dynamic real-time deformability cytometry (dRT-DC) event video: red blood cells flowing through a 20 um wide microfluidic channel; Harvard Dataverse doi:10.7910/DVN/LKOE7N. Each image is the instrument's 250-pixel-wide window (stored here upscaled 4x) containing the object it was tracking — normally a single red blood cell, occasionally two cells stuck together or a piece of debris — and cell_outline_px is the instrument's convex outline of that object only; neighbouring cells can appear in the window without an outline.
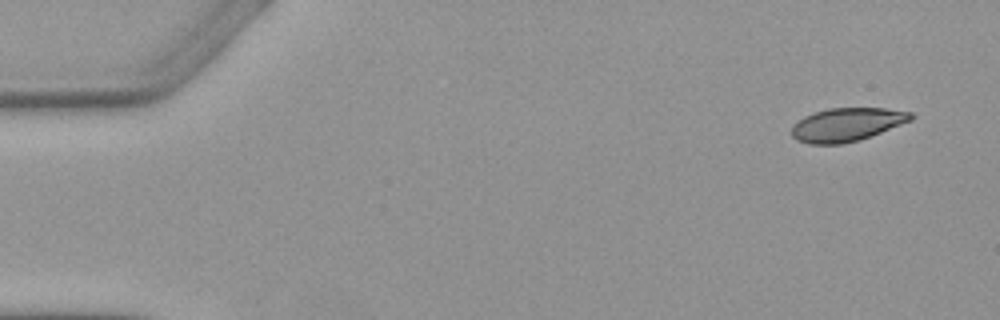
{"species": "Egyptian fruit bat (a non-hibernating species)", "species_latin": "Rousettus aegyptiacus", "temperature_condition": "warm", "stored_images_in_passage": 7, "camera_frame_rate_fps": 3000, "um_per_image_px": 0.085, "animal": {"sex": "female"}, "frame": {"image": 1, "passage_image": 1, "time_ms": 0.0, "image_size_px": [1000, 320], "cell_outline_px": [[916, 116], [912, 120], [860, 140], [840, 144], [808, 144], [796, 140], [792, 136], [792, 128], [804, 116], [828, 108], [884, 108], [912, 112]], "centroid_in_image_um": [72.01, 10.59], "position_along_channel_um": 13.0, "area_um2": 23.12}}
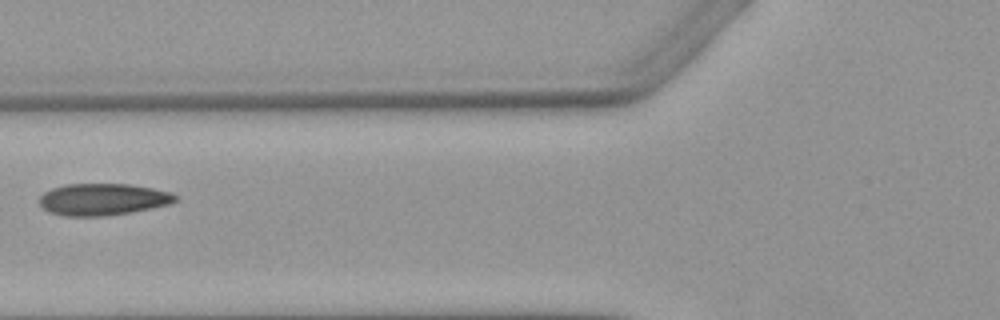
{"frame": {"image": 2, "passage_image": 6, "time_ms": 6.0, "image_size_px": [1000, 320], "cell_outline_px": [[180, 200], [168, 204], [132, 212], [108, 216], [64, 216], [52, 212], [44, 208], [40, 204], [40, 196], [44, 192], [52, 188], [64, 184], [128, 184], [152, 188], [168, 192], [176, 196]], "centroid_in_image_um": [8.73, 16.94], "position_along_channel_um": 117.1, "area_um2": 25.09}}
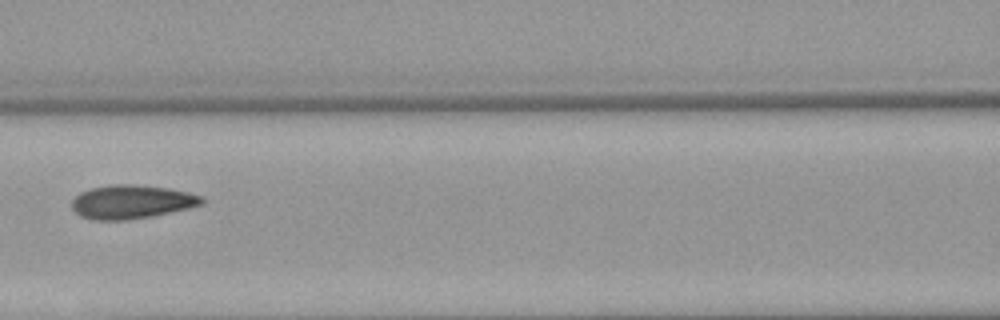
{"frame": {"image": 3, "passage_image": 7, "time_ms": 7.0, "image_size_px": [1000, 320], "cell_outline_px": [[204, 204], [188, 208], [152, 216], [128, 220], [92, 220], [80, 216], [72, 208], [72, 200], [80, 192], [92, 188], [112, 184], [132, 184], [168, 188], [188, 192], [204, 196]], "centroid_in_image_um": [11.19, 17.16], "position_along_channel_um": 155.4, "area_um2": 25.61}}